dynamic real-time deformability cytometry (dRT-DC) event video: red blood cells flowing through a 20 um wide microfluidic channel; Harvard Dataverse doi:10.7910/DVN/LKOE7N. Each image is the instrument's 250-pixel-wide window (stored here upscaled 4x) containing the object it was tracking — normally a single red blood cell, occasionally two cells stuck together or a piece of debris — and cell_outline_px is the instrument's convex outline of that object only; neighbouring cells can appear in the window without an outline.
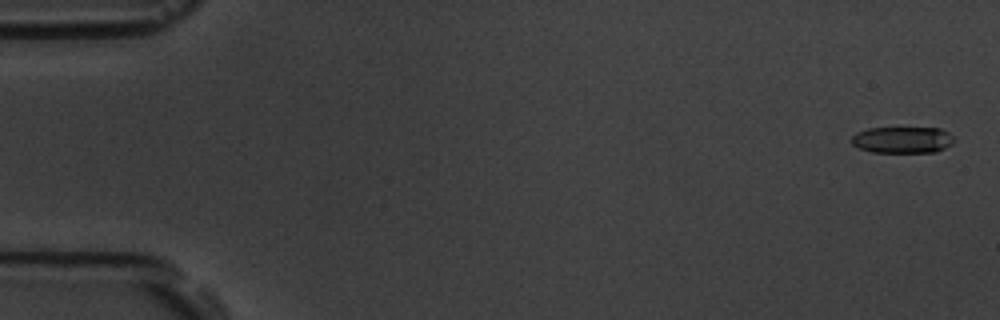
{"species": "common noctule bat (a hibernating species)", "species_latin": "Nyctalus noctula", "temperature_condition": "room temperature", "stored_images_in_passage": 49, "camera_frame_rate_fps": 3000, "um_per_image_px": 0.085, "animal": {"sex": "male", "body_mass_g": 19.5, "forearm_length_mm": 54.6}, "frame": {"image": 1, "passage_image": 2, "time_ms": 0.333, "image_size_px": [1000, 320], "cell_outline_px": [[956, 140], [952, 144], [936, 152], [872, 152], [860, 148], [852, 144], [852, 136], [856, 132], [868, 128], [940, 128], [948, 132]], "centroid_in_image_um": [76.73, 11.88], "position_along_channel_um": 8.3, "area_um2": 15.84}}
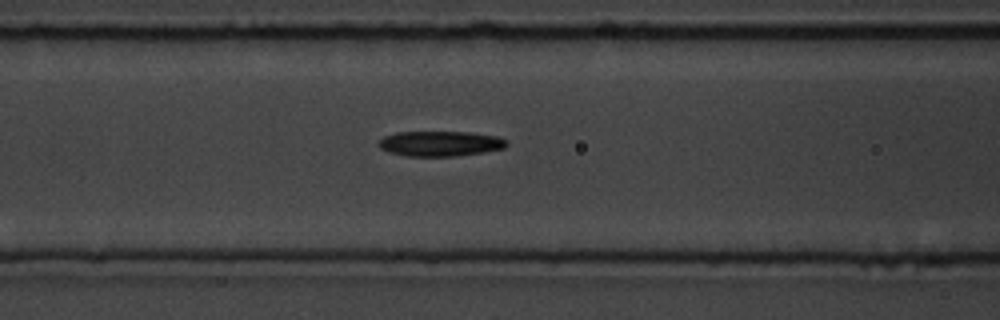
{"frame": {"image": 2, "passage_image": 23, "time_ms": 7.333, "image_size_px": [1000, 320], "cell_outline_px": [[508, 144], [504, 148], [484, 152], [456, 156], [404, 156], [388, 152], [380, 148], [376, 144], [384, 136], [396, 132], [468, 132], [496, 136], [508, 140]], "centroid_in_image_um": [37.39, 12.21], "position_along_channel_um": 129.2, "area_um2": 18.9}}
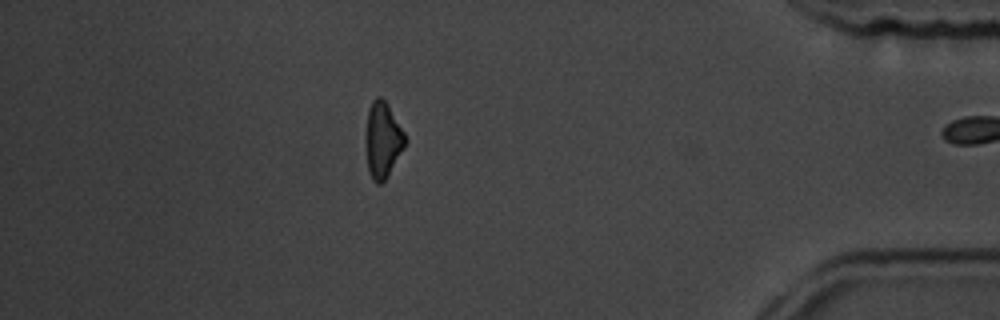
{"frame": {"image": 3, "passage_image": 48, "time_ms": 15.667, "image_size_px": [1000, 320], "cell_outline_px": [[408, 140], [404, 148], [388, 176], [380, 184], [376, 184], [372, 180], [368, 172], [368, 108], [372, 100], [376, 96], [380, 96], [388, 104], [404, 132]], "centroid_in_image_um": [32.58, 11.9], "position_along_channel_um": 402.6, "area_um2": 16.99}, "authors_computed_cell_mechanics": {"area_um2": 18.2648, "velocity_mm_per_s": 3.7941, "shape_relaxation_time_tau1_ms": 4.7294, "shape_relaxation_time_tau2_ms": null, "deformation_change_tau1": 0.1203, "deformation_change_tau2": null}}